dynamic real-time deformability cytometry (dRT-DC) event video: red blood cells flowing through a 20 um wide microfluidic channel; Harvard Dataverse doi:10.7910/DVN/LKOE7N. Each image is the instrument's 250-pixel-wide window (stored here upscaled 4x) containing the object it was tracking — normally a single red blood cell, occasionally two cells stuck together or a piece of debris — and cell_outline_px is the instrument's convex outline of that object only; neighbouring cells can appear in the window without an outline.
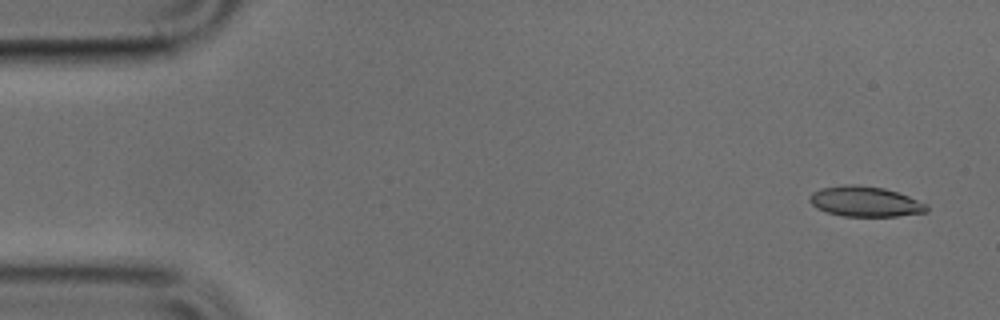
{"species": "common noctule bat (a hibernating species)", "species_latin": "Nyctalus noctula", "temperature_condition": "cold", "stored_images_in_passage": 9, "camera_frame_rate_fps": 3000, "um_per_image_px": 0.085, "animal": {"sex": "male", "body_mass_g": 17.9, "forearm_length_mm": 54.2}, "frame": {"image": 1, "passage_image": 2, "time_ms": 0.333, "image_size_px": [1000, 320], "cell_outline_px": [[928, 212], [896, 216], [844, 216], [828, 212], [816, 208], [808, 200], [812, 192], [820, 188], [844, 184], [856, 184], [884, 188], [908, 196], [928, 204]], "centroid_in_image_um": [73.53, 17.12], "position_along_channel_um": 11.5, "area_um2": 20.69}}